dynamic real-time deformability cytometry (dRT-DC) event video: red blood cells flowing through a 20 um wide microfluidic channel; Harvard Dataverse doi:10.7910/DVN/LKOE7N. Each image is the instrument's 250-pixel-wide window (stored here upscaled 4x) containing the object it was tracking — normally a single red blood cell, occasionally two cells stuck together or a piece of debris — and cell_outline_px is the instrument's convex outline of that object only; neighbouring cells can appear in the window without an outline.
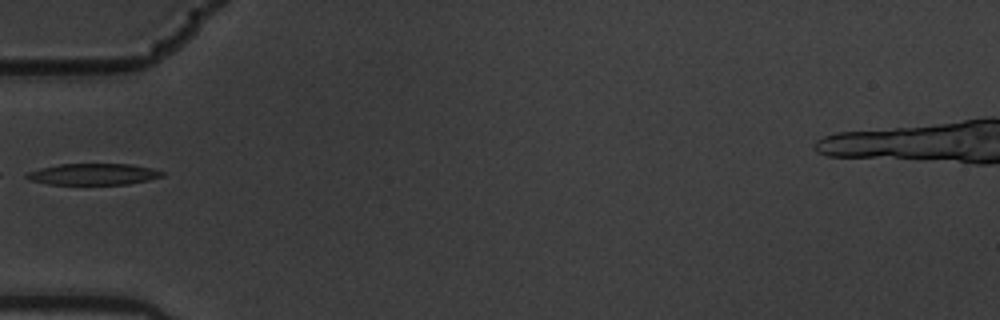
{"species": "common noctule bat (a hibernating species)", "species_latin": "Nyctalus noctula", "temperature_condition": "warm", "stored_images_in_passage": 8, "camera_frame_rate_fps": 3000, "um_per_image_px": 0.085, "animal": {"sex": "male", "body_mass_g": 19.5, "forearm_length_mm": 54.6}, "frame": {"image": 1, "passage_image": 6, "time_ms": 1.667, "image_size_px": [1000, 320], "cell_outline_px": [[164, 176], [148, 180], [128, 184], [48, 184], [28, 180], [24, 176], [24, 172], [40, 168], [60, 164], [132, 164], [152, 168], [164, 172]], "centroid_in_image_um": [7.89, 14.8], "position_along_channel_um": 77.1, "area_um2": 16.99}}
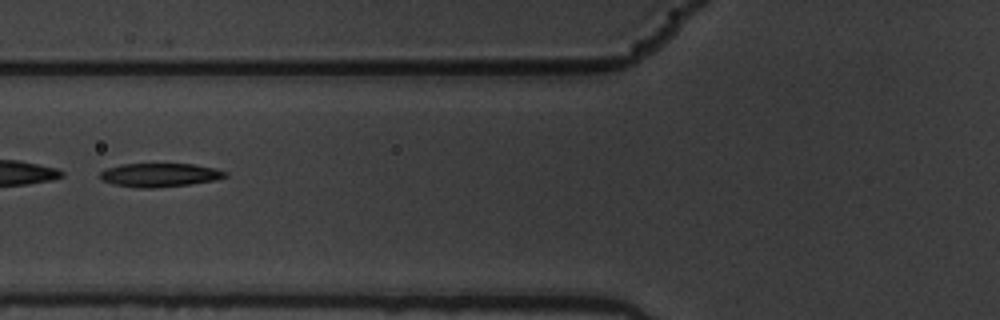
{"frame": {"image": 2, "passage_image": 7, "time_ms": 2.0, "image_size_px": [1000, 320], "cell_outline_px": [[228, 176], [216, 180], [192, 184], [156, 188], [140, 188], [112, 184], [100, 180], [100, 172], [104, 168], [120, 164], [196, 164], [216, 168], [228, 172]], "centroid_in_image_um": [13.58, 14.87], "position_along_channel_um": 112.2, "area_um2": 17.63}}
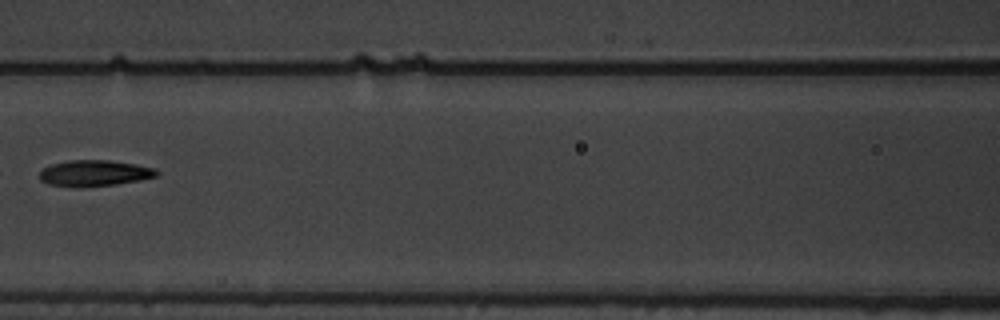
{"frame": {"image": 3, "passage_image": 8, "time_ms": 2.333, "image_size_px": [1000, 320], "cell_outline_px": [[160, 172], [156, 176], [140, 180], [116, 184], [48, 184], [40, 180], [40, 172], [44, 168], [52, 164], [68, 160], [108, 160], [136, 164], [156, 168]], "centroid_in_image_um": [8.1, 14.66], "position_along_channel_um": 158.5, "area_um2": 16.94}}